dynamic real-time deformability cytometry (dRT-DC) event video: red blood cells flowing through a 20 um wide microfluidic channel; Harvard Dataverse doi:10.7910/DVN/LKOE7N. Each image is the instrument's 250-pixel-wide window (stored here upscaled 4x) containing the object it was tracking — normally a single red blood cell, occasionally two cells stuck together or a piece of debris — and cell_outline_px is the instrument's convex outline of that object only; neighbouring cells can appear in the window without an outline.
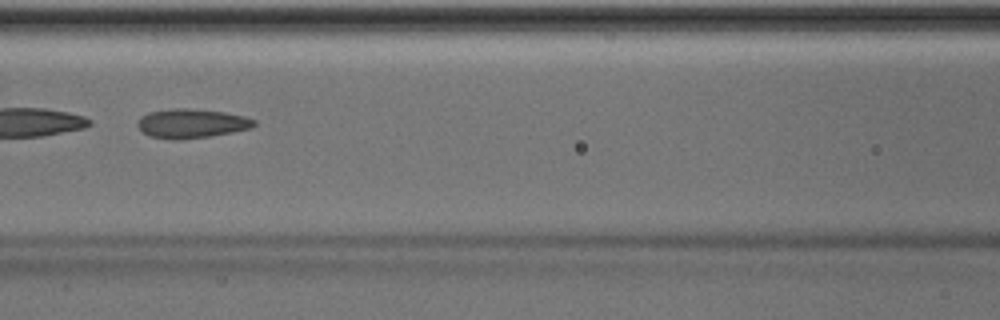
{"species": "Egyptian fruit bat (a non-hibernating species)", "species_latin": "Rousettus aegyptiacus", "temperature_condition": "room temperature", "stored_images_in_passage": 49, "camera_frame_rate_fps": 3000, "um_per_image_px": 0.085, "animal": {"sex": "male"}, "frame": {"image": 1, "passage_image": 22, "time_ms": 7.0, "image_size_px": [1000, 320], "cell_outline_px": [[256, 124], [252, 128], [232, 132], [184, 140], [172, 140], [148, 136], [136, 124], [140, 116], [148, 112], [176, 108], [188, 108], [224, 112], [244, 116], [256, 120]], "centroid_in_image_um": [16.27, 10.5], "position_along_channel_um": 150.3, "area_um2": 19.94}}